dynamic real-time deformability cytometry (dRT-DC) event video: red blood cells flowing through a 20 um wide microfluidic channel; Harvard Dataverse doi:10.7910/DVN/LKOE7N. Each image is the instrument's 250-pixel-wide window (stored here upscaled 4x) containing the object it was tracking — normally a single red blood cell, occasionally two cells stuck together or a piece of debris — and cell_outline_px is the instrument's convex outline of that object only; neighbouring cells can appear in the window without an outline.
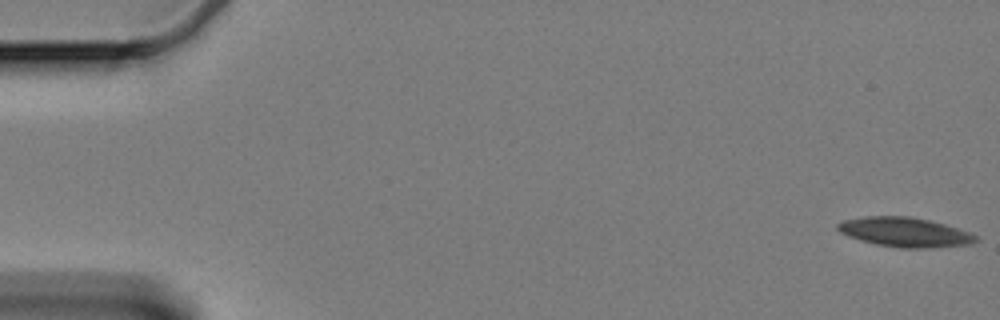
{"species": "Egyptian fruit bat (a non-hibernating species)", "species_latin": "Rousettus aegyptiacus", "temperature_condition": "cold", "stored_images_in_passage": 61, "camera_frame_rate_fps": 3000, "um_per_image_px": 0.085, "animal": {"sex": "female"}, "frame": {"image": 1, "passage_image": 1, "time_ms": 0.0, "image_size_px": [1000, 320], "cell_outline_px": [[980, 240], [968, 244], [924, 248], [900, 248], [876, 244], [860, 240], [848, 236], [840, 232], [836, 228], [836, 224], [844, 220], [864, 216], [908, 216], [928, 220], [944, 224], [968, 232], [976, 236]], "centroid_in_image_um": [76.86, 19.73], "position_along_channel_um": 8.1, "area_um2": 23.52}}
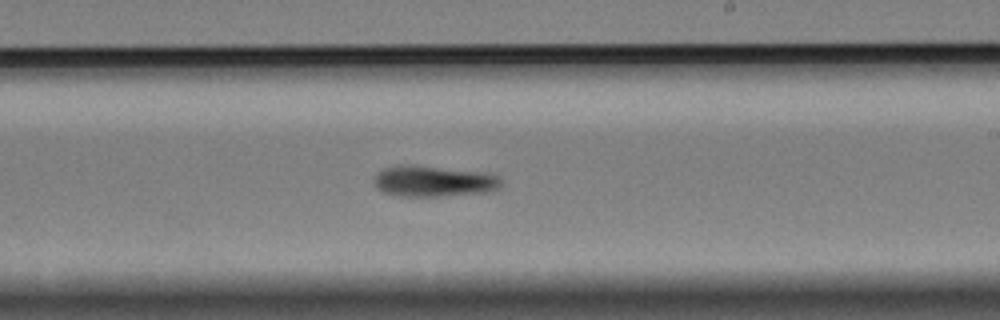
{"frame": {"image": 2, "passage_image": 36, "time_ms": 11.667, "image_size_px": [1000, 320], "cell_outline_px": [[500, 184], [496, 188], [488, 192], [436, 196], [400, 196], [384, 192], [376, 188], [372, 180], [384, 168], [412, 164], [488, 172], [500, 176]], "centroid_in_image_um": [36.87, 15.39], "position_along_channel_um": 252.1, "area_um2": 22.95}}
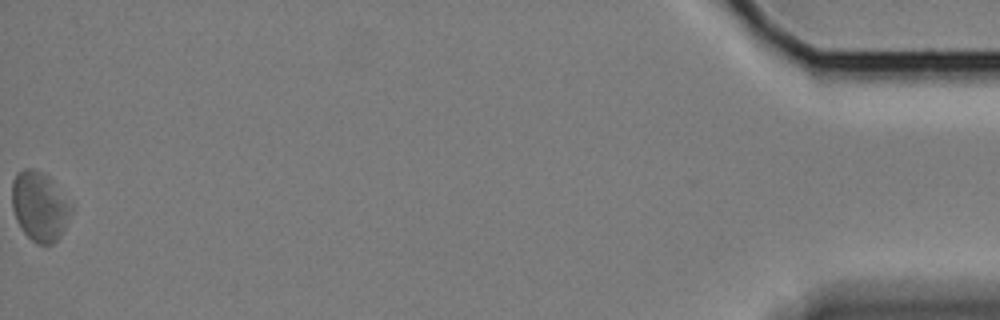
{"frame": {"image": 3, "passage_image": 61, "time_ms": 20.0, "image_size_px": [1000, 320], "cell_outline_px": [[72, 208], [64, 228], [56, 240], [52, 244], [40, 244], [32, 240], [24, 232], [16, 220], [12, 208], [12, 180], [16, 172], [24, 168], [32, 168], [40, 172], [44, 176]], "centroid_in_image_um": [3.28, 17.56], "position_along_channel_um": 431.9, "area_um2": 22.83}, "authors_computed_cell_mechanics": {"area_um2": 22.7732, "velocity_mm_per_s": 3.2891, "shape_relaxation_time_tau1_ms": 4.5934, "shape_relaxation_time_tau2_ms": null, "deformation_change_tau1": 0.0912, "deformation_change_tau2": null}}